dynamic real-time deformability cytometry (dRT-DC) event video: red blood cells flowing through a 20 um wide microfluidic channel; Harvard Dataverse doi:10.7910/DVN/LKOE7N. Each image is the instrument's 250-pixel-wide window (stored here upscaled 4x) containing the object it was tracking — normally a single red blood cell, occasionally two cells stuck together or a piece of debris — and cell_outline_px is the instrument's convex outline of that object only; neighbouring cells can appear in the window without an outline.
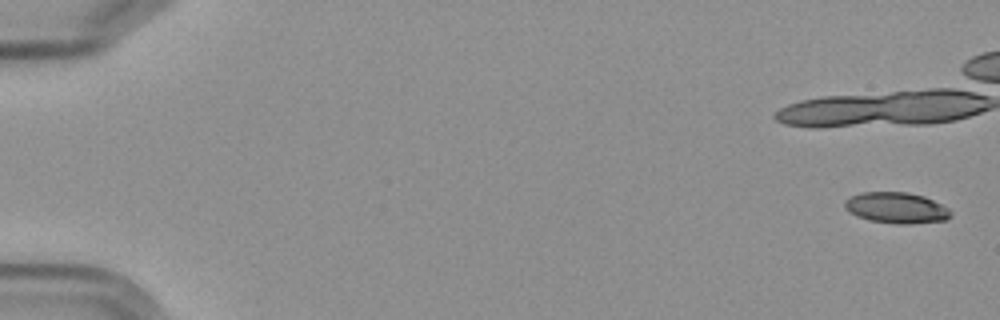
{"species": "Egyptian fruit bat (a non-hibernating species)", "species_latin": "Rousettus aegyptiacus", "temperature_condition": "cold", "stored_images_in_passage": 15, "camera_frame_rate_fps": 3000, "um_per_image_px": 0.085, "frame": {"image": 1, "passage_image": 1, "time_ms": 0.0, "image_size_px": [1000, 320], "cell_outline_px": [[952, 212], [944, 220], [908, 224], [900, 224], [868, 220], [856, 216], [848, 212], [844, 208], [844, 200], [852, 196], [864, 192], [908, 192], [924, 196], [948, 208]], "centroid_in_image_um": [76.14, 17.66], "position_along_channel_um": 8.9, "area_um2": 19.02}}